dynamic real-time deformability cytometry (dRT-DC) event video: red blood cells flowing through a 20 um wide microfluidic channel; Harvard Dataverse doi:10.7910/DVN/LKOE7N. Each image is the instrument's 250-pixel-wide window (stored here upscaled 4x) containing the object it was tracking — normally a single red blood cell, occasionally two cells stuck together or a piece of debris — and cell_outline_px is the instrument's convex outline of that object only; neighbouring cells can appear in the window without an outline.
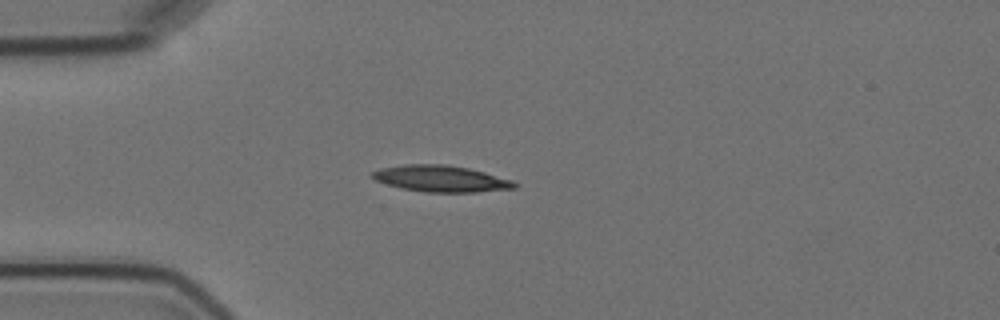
{"species": "Egyptian fruit bat (a non-hibernating species)", "species_latin": "Rousettus aegyptiacus", "temperature_condition": "cold", "stored_images_in_passage": 2, "camera_frame_rate_fps": 3000, "um_per_image_px": 0.085, "animal": {"sex": "female"}, "frame": {"image": 1, "passage_image": 1, "time_ms": 0.0, "image_size_px": [1000, 320], "cell_outline_px": [[520, 184], [516, 188], [476, 192], [424, 192], [400, 188], [376, 180], [372, 176], [372, 172], [380, 168], [404, 164], [444, 164], [468, 168], [484, 172], [512, 180]], "centroid_in_image_um": [37.5, 15.19], "position_along_channel_um": 47.5, "area_um2": 21.85}}